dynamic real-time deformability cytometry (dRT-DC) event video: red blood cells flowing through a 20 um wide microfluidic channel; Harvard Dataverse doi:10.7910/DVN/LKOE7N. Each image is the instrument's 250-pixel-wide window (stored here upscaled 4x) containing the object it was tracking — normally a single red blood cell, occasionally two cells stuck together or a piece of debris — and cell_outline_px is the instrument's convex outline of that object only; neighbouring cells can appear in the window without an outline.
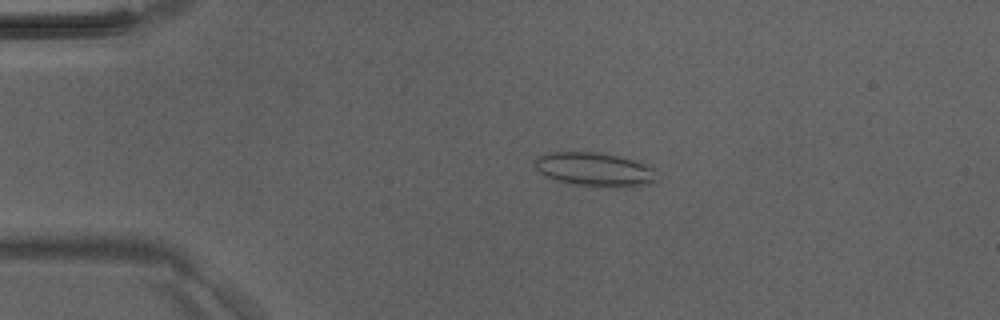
{"species": "Egyptian fruit bat (a non-hibernating species)", "species_latin": "Rousettus aegyptiacus", "temperature_condition": "room temperature", "stored_images_in_passage": 46, "camera_frame_rate_fps": 3000, "um_per_image_px": 0.085, "animal": {"sex": "male"}, "frame": {"image": 1, "passage_image": 10, "time_ms": 3.0, "image_size_px": [1000, 320], "cell_outline_px": [[656, 180], [648, 184], [620, 188], [604, 188], [576, 184], [544, 176], [536, 168], [536, 156], [548, 152], [596, 152], [636, 160], [656, 168]], "centroid_in_image_um": [50.59, 14.41], "position_along_channel_um": 34.4, "area_um2": 24.22}}
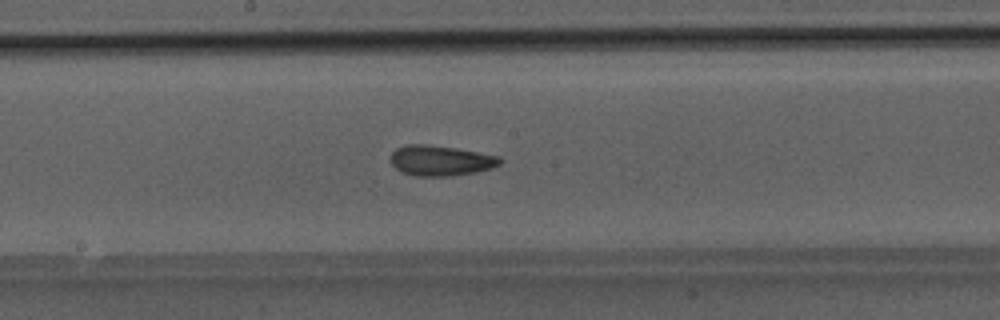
{"frame": {"image": 2, "passage_image": 25, "time_ms": 8.0, "image_size_px": [1000, 320], "cell_outline_px": [[504, 160], [500, 164], [492, 168], [476, 172], [448, 176], [416, 176], [404, 172], [396, 168], [392, 164], [392, 152], [396, 148], [408, 144], [424, 144], [456, 148], [500, 156]], "centroid_in_image_um": [37.5, 13.64], "position_along_channel_um": 210.7, "area_um2": 19.25}}
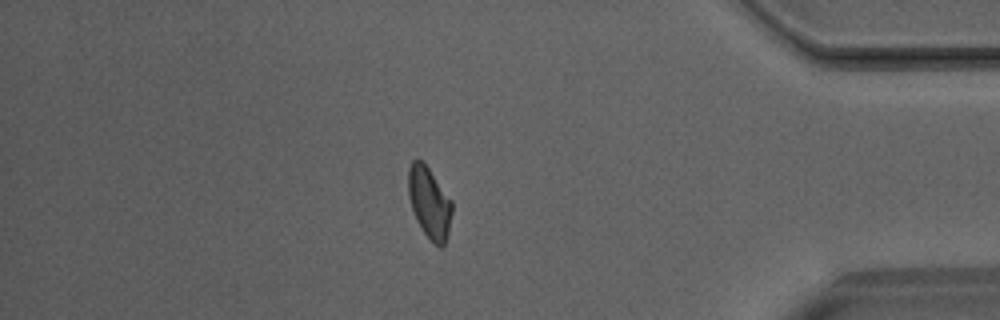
{"frame": {"image": 3, "passage_image": 40, "time_ms": 13.0, "image_size_px": [1000, 320], "cell_outline_px": [[452, 212], [448, 232], [444, 244], [440, 248], [424, 232], [416, 220], [408, 196], [408, 168], [412, 160], [416, 156], [428, 168], [452, 200]], "centroid_in_image_um": [36.48, 17.18], "position_along_channel_um": 398.7, "area_um2": 17.98}}